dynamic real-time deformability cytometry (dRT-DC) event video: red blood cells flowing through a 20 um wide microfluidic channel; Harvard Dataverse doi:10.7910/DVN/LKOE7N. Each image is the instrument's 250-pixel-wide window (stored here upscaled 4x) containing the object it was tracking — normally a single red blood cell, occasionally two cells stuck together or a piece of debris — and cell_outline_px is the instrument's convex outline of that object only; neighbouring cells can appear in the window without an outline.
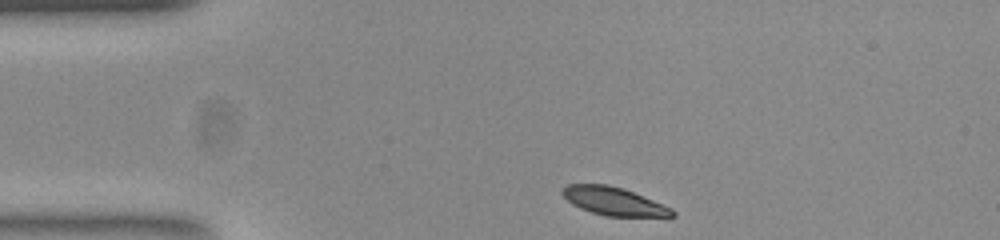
{"species": "common noctule bat (a hibernating species)", "species_latin": "Nyctalus noctula", "temperature_condition": "room temperature", "stored_images_in_passage": 35, "camera_frame_rate_fps": 3000, "um_per_image_px": 0.085, "animal": {"sex": "female", "body_mass_g": 23.0, "forearm_length_mm": 53.4}, "frame": {"image": 1, "passage_image": 1, "time_ms": 0.0, "image_size_px": [1000, 240], "cell_outline_px": [[676, 216], [604, 216], [580, 208], [572, 204], [560, 192], [568, 184], [608, 184], [624, 188], [672, 208], [676, 212]], "centroid_in_image_um": [52.17, 17.1], "position_along_channel_um": 32.8, "area_um2": 17.92}}
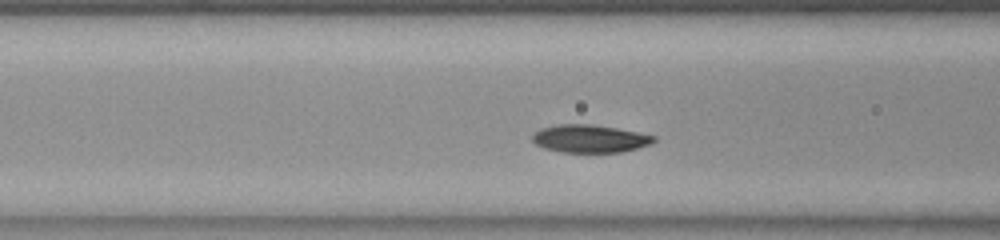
{"frame": {"image": 2, "passage_image": 11, "time_ms": 3.333, "image_size_px": [1000, 240], "cell_outline_px": [[656, 140], [652, 144], [620, 152], [560, 152], [544, 148], [536, 144], [532, 140], [532, 136], [540, 128], [556, 124], [588, 124], [616, 128], [656, 136]], "centroid_in_image_um": [50.12, 11.78], "position_along_channel_um": 116.5, "area_um2": 19.59}}
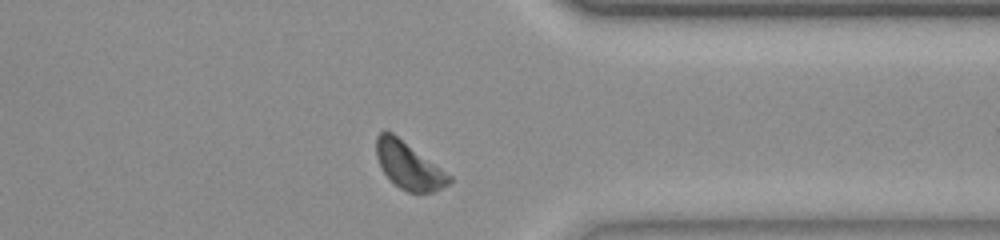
{"frame": {"image": 3, "passage_image": 32, "time_ms": 10.333, "image_size_px": [1000, 240], "cell_outline_px": [[452, 180], [448, 184], [432, 192], [408, 192], [400, 188], [384, 172], [376, 156], [376, 136], [380, 132], [392, 132], [452, 176]], "centroid_in_image_um": [34.74, 14.06], "position_along_channel_um": 376.7, "area_um2": 19.48}, "authors_computed_cell_mechanics": {"area_um2": 19.7098, "velocity_mm_per_s": 3.8217, "shape_relaxation_time_tau1_ms": 2.2805, "shape_relaxation_time_tau2_ms": null, "deformation_change_tau1": 0.095, "deformation_change_tau2": null}}